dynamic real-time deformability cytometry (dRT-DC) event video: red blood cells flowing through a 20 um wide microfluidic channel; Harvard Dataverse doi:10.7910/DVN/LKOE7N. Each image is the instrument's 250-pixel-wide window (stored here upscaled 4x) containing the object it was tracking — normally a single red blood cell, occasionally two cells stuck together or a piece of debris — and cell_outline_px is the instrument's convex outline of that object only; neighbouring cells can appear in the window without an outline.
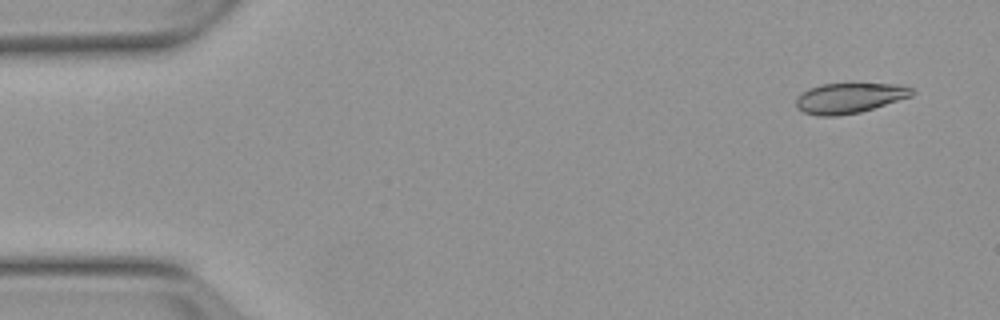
{"species": "Egyptian fruit bat (a non-hibernating species)", "species_latin": "Rousettus aegyptiacus", "temperature_condition": "warm", "stored_images_in_passage": 4, "camera_frame_rate_fps": 3000, "um_per_image_px": 0.085, "animal": {"sex": "female"}, "frame": {"image": 1, "passage_image": 1, "time_ms": 0.0, "image_size_px": [1000, 320], "cell_outline_px": [[916, 92], [912, 96], [860, 112], [836, 116], [816, 116], [804, 112], [796, 108], [796, 96], [808, 88], [820, 84], [900, 84], [912, 88]], "centroid_in_image_um": [72.17, 8.33], "position_along_channel_um": 12.8, "area_um2": 20.52}}
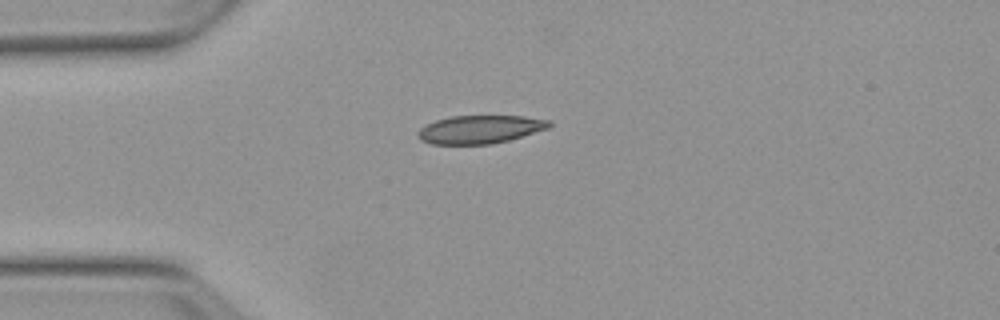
{"frame": {"image": 2, "passage_image": 3, "time_ms": 3.333, "image_size_px": [1000, 320], "cell_outline_px": [[552, 124], [548, 128], [508, 140], [492, 144], [432, 144], [420, 140], [416, 132], [420, 128], [436, 120], [452, 116], [524, 116], [552, 120]], "centroid_in_image_um": [40.8, 10.99], "position_along_channel_um": 44.2, "area_um2": 21.5}}
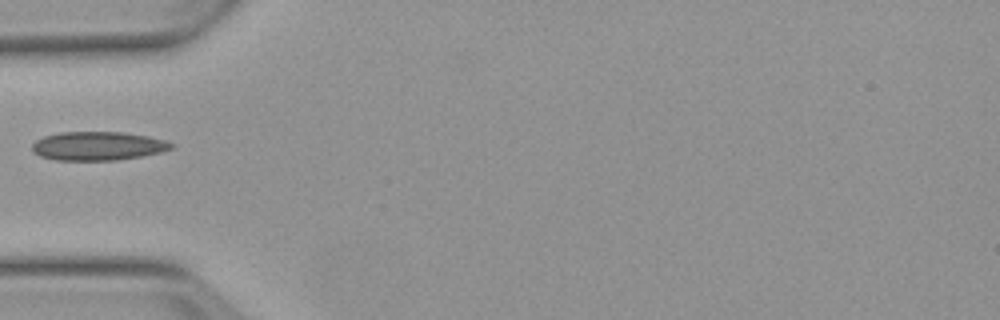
{"frame": {"image": 3, "passage_image": 4, "time_ms": 4.667, "image_size_px": [1000, 320], "cell_outline_px": [[176, 148], [160, 152], [140, 156], [116, 160], [56, 160], [40, 156], [32, 152], [32, 144], [36, 140], [44, 136], [60, 132], [124, 132], [148, 136], [164, 140], [176, 144]], "centroid_in_image_um": [8.33, 12.4], "position_along_channel_um": 76.7, "area_um2": 23.41}}